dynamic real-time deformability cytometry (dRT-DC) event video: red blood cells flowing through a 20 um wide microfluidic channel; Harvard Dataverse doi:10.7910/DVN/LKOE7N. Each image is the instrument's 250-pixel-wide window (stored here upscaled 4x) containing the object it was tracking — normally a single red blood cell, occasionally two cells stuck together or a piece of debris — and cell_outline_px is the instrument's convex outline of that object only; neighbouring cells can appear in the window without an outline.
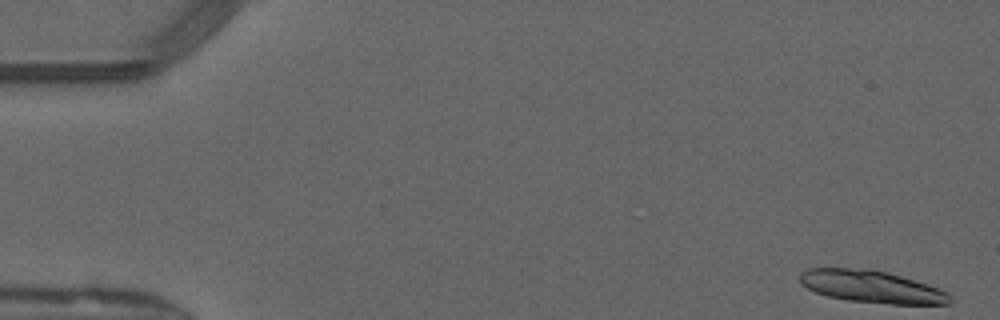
{"species": "common noctule bat (a hibernating species)", "species_latin": "Nyctalus noctula", "temperature_condition": "warm", "stored_images_in_passage": 50, "camera_frame_rate_fps": 3000, "um_per_image_px": 0.085, "animal": {"sex": "male", "forearm_length_mm": 52.5}, "frame": {"image": 1, "passage_image": 1, "time_ms": 0.0, "image_size_px": [1000, 320], "cell_outline_px": [[952, 300], [948, 304], [892, 304], [848, 300], [828, 296], [816, 292], [800, 284], [800, 272], [808, 268], [868, 268], [900, 276], [948, 292], [952, 296]], "centroid_in_image_um": [74.05, 24.36], "position_along_channel_um": 11.0, "area_um2": 27.92}}
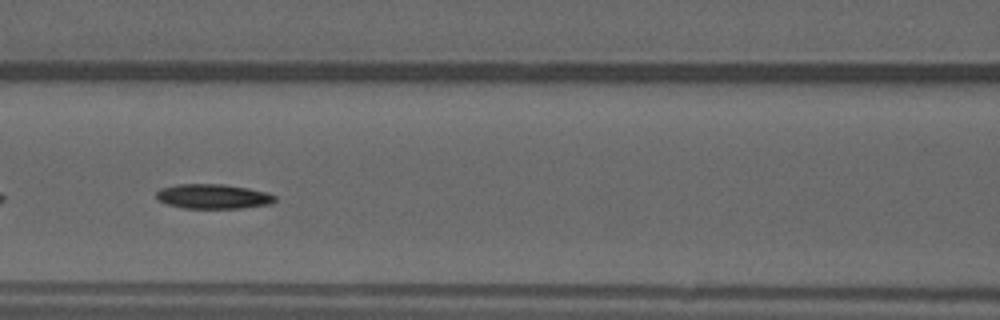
{"frame": {"image": 2, "passage_image": 22, "time_ms": 7.0, "image_size_px": [1000, 320], "cell_outline_px": [[276, 200], [268, 204], [240, 208], [184, 208], [168, 204], [160, 200], [156, 196], [156, 192], [160, 188], [176, 184], [224, 184], [248, 188], [268, 192], [276, 196]], "centroid_in_image_um": [18.12, 16.68], "position_along_channel_um": 148.5, "area_um2": 16.99}}
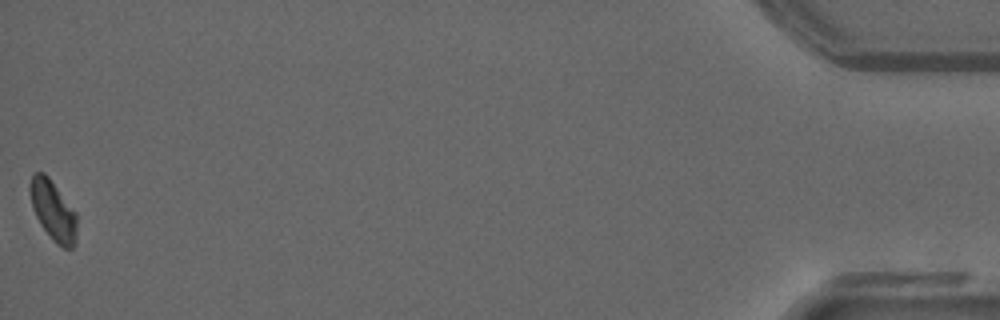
{"frame": {"image": 3, "passage_image": 50, "time_ms": 16.333, "image_size_px": [1000, 320], "cell_outline_px": [[76, 240], [72, 248], [64, 248], [56, 244], [52, 240], [40, 224], [32, 208], [28, 188], [32, 176], [36, 172], [44, 172], [48, 176], [76, 212]], "centroid_in_image_um": [4.5, 17.9], "position_along_channel_um": 430.7, "area_um2": 16.42}, "authors_computed_cell_mechanics": {"area_um2": 17.1955, "velocity_mm_per_s": 4.0917, "shape_relaxation_time_tau1_ms": 7.5297, "shape_relaxation_time_tau2_ms": null, "deformation_change_tau1": 0.1903, "deformation_change_tau2": null}}